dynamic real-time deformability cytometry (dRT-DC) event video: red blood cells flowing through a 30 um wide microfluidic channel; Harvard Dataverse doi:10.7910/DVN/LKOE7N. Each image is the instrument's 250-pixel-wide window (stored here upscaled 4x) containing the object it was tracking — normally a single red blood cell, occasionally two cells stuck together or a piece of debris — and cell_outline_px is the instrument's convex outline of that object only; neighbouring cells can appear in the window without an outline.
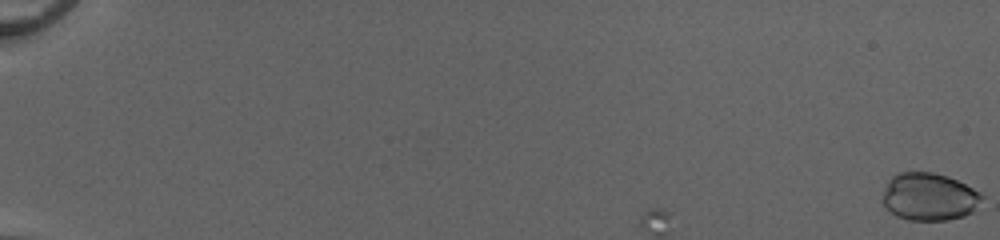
{"species": "common noctule bat (a hibernating species)", "species_latin": "Nyctalus noctula", "temperature_condition": "cold", "stored_images_in_passage": 11, "camera_frame_rate_fps": 3000, "um_per_image_px": 0.085, "animal": {"sex": "female", "body_mass_g": 20.0, "forearm_length_mm": 54.0}, "frame": {"image": 1, "passage_image": 1, "time_ms": 0.0, "image_size_px": [1000, 240], "cell_outline_px": [[984, 196], [972, 212], [964, 216], [948, 220], [908, 220], [896, 216], [880, 200], [884, 188], [888, 180], [892, 176], [900, 172], [932, 172], [948, 176], [980, 192]], "centroid_in_image_um": [78.95, 16.72], "position_along_channel_um": 6.1, "area_um2": 27.63}}